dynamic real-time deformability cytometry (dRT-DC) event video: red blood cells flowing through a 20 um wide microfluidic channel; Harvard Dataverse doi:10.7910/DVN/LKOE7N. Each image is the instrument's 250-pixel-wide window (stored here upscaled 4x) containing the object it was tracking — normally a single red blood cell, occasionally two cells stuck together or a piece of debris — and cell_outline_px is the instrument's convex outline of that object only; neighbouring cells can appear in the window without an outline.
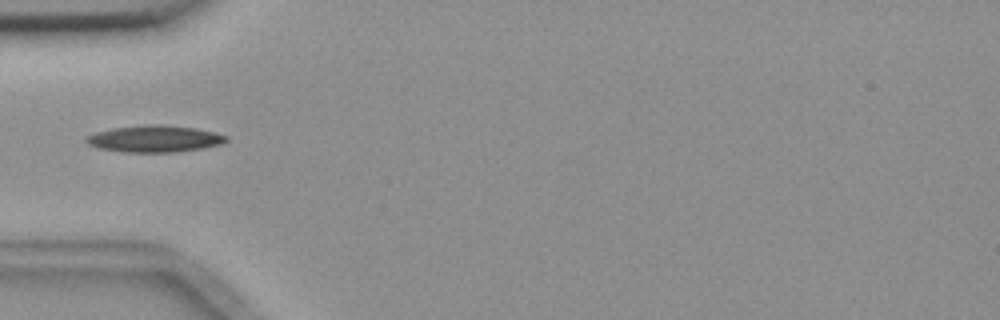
{"species": "common noctule bat (a hibernating species)", "species_latin": "Nyctalus noctula", "temperature_condition": "room temperature", "stored_images_in_passage": 4, "camera_frame_rate_fps": 3000, "um_per_image_px": 0.085, "animal": {"sex": "female", "body_mass_g": 18.4}, "frame": {"image": 1, "passage_image": 4, "time_ms": 3.667, "image_size_px": [1000, 320], "cell_outline_px": [[228, 140], [220, 144], [204, 148], [176, 152], [124, 152], [100, 148], [88, 144], [84, 140], [88, 136], [96, 132], [112, 128], [148, 124], [160, 124], [196, 128], [228, 136]], "centroid_in_image_um": [13.15, 11.79], "position_along_channel_um": 71.9, "area_um2": 21.73}}